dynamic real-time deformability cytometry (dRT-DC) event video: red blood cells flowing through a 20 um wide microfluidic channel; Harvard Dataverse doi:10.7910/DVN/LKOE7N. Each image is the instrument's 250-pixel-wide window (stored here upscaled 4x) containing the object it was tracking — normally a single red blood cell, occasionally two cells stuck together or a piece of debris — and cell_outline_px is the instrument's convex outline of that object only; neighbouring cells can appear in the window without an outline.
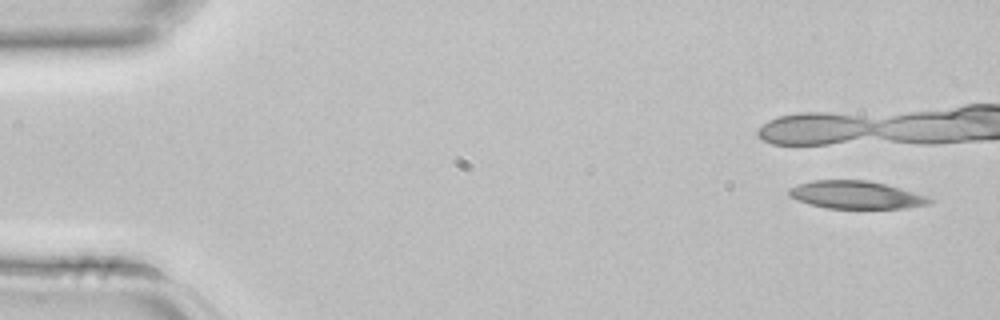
{"species": "common noctule bat (a hibernating species)", "species_latin": "Nyctalus noctula", "temperature_condition": "room temperature", "stored_images_in_passage": 2, "camera_frame_rate_fps": 3000, "um_per_image_px": 0.085, "animal": {"sex": "female", "body_mass_g": 22.7, "forearm_length_mm": 54.2}, "frame": {"image": 1, "passage_image": 2, "time_ms": 0.333, "image_size_px": [1000, 320], "cell_outline_px": [[932, 200], [928, 204], [904, 208], [828, 208], [796, 200], [788, 196], [788, 188], [796, 184], [812, 180], [868, 180], [900, 188], [928, 196]], "centroid_in_image_um": [72.7, 16.55], "position_along_channel_um": 12.3, "area_um2": 22.66}}